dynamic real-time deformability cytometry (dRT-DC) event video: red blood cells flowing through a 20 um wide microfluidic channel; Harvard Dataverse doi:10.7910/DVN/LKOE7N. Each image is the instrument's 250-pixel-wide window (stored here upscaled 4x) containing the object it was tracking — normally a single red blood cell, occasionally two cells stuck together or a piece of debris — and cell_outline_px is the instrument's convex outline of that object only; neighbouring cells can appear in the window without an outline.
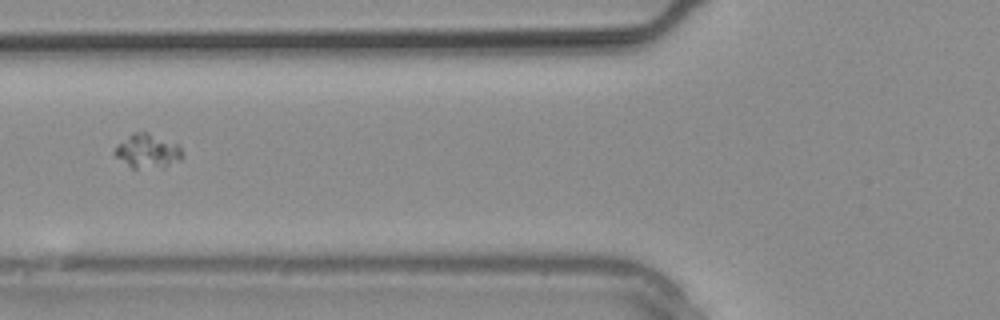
{"species": "common noctule bat (a hibernating species)", "species_latin": "Nyctalus noctula", "temperature_condition": "warm", "stored_images_in_passage": 21, "camera_frame_rate_fps": 3000, "um_per_image_px": 0.085, "animal": {"sex": "male", "body_mass_g": 20.4}, "frame": {"image": 1, "passage_image": 4, "time_ms": 1.0, "image_size_px": [1000, 320], "cell_outline_px": [[184, 156], [180, 160], [164, 168], [132, 168], [116, 156], [112, 152], [116, 144], [132, 132], [148, 132], [176, 144], [184, 152]], "centroid_in_image_um": [12.53, 12.85], "position_along_channel_um": 113.3, "area_um2": 13.58}}
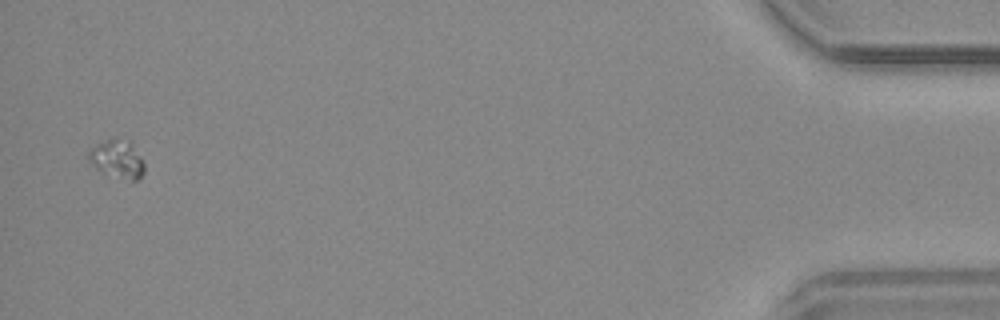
{"frame": {"image": 2, "passage_image": 21, "time_ms": 6.667, "image_size_px": [1000, 320], "cell_outline_px": [[144, 172], [140, 180], [132, 180], [104, 172], [96, 168], [88, 160], [88, 152], [96, 144], [112, 136], [132, 140], [144, 160]], "centroid_in_image_um": [10.02, 13.44], "position_along_channel_um": 425.2, "area_um2": 12.72}}